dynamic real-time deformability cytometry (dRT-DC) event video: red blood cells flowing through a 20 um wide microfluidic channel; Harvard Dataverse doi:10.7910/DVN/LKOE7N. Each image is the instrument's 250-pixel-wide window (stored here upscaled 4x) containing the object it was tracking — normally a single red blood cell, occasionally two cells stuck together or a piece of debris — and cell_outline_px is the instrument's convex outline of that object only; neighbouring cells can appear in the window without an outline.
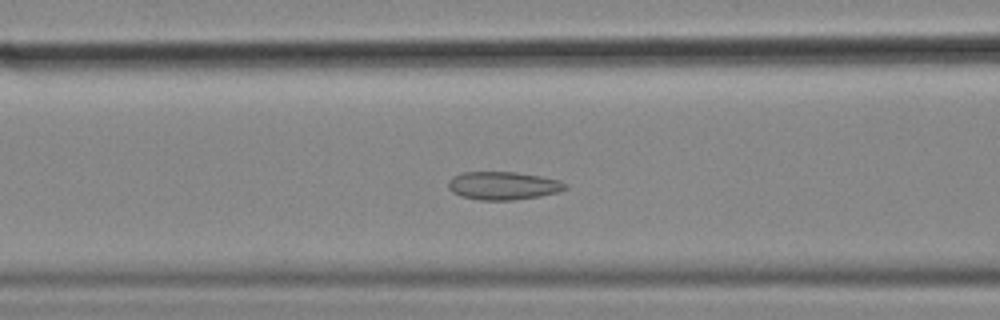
{"species": "common noctule bat (a hibernating species)", "species_latin": "Nyctalus noctula", "temperature_condition": "cold", "stored_images_in_passage": 57, "camera_frame_rate_fps": 3000, "um_per_image_px": 0.085, "animal": {"sex": "female", "body_mass_g": 18.4}, "frame": {"image": 1, "passage_image": 23, "time_ms": 7.333, "image_size_px": [1000, 320], "cell_outline_px": [[568, 188], [560, 192], [540, 196], [512, 200], [480, 200], [460, 196], [452, 192], [448, 188], [448, 180], [452, 176], [460, 172], [516, 172], [540, 176], [560, 180], [568, 184]], "centroid_in_image_um": [42.77, 15.78], "position_along_channel_um": 123.8, "area_um2": 19.42}}
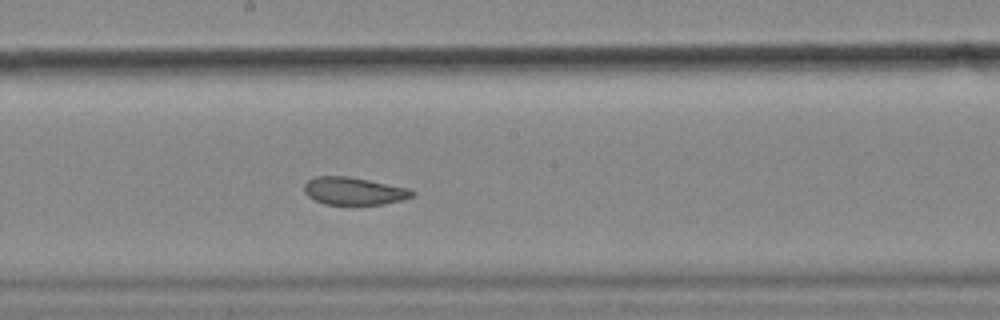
{"frame": {"image": 2, "passage_image": 31, "time_ms": 10.0, "image_size_px": [1000, 320], "cell_outline_px": [[416, 192], [412, 196], [400, 200], [384, 204], [356, 208], [352, 208], [324, 204], [308, 196], [304, 192], [304, 184], [308, 180], [316, 176], [348, 176], [412, 188]], "centroid_in_image_um": [30.1, 16.29], "position_along_channel_um": 218.1, "area_um2": 18.32}}
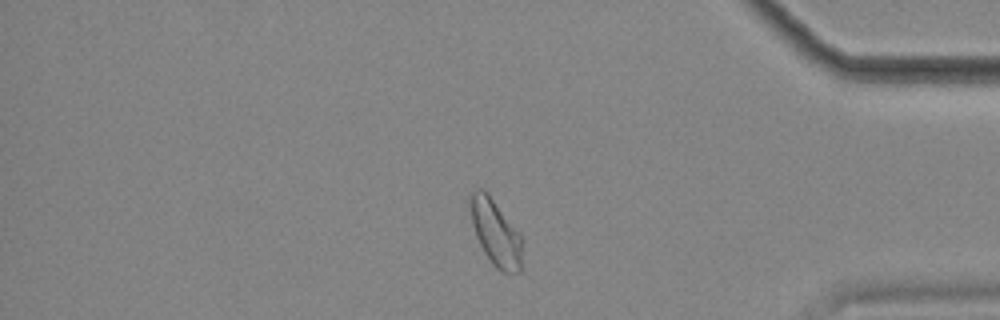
{"frame": {"image": 3, "passage_image": 48, "time_ms": 15.667, "image_size_px": [1000, 320], "cell_outline_px": [[520, 272], [500, 272], [492, 264], [484, 252], [476, 236], [472, 224], [468, 200], [472, 192], [476, 188], [484, 188], [488, 192], [520, 232]], "centroid_in_image_um": [42.08, 19.71], "position_along_channel_um": 393.1, "area_um2": 20.06}, "authors_computed_cell_mechanics": {"area_um2": 20.2878, "velocity_mm_per_s": 3.5425, "shape_relaxation_time_tau1_ms": null, "shape_relaxation_time_tau2_ms": 1.5993, "deformation_change_tau1": null, "deformation_change_tau2": 0.0699}}